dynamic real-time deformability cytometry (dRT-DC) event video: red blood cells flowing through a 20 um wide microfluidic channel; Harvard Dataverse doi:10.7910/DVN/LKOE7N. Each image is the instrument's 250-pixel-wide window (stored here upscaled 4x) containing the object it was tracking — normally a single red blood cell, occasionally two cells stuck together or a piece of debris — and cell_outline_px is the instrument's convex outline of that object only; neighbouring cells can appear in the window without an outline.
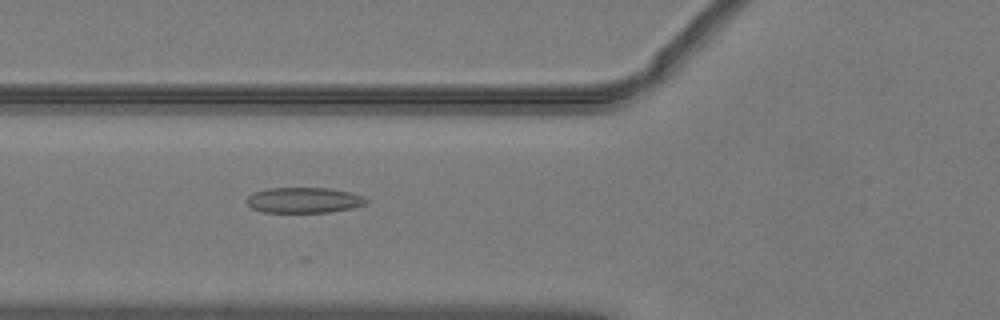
{"species": "common noctule bat (a hibernating species)", "species_latin": "Nyctalus noctula", "temperature_condition": "warm", "stored_images_in_passage": 14, "camera_frame_rate_fps": 3000, "um_per_image_px": 0.085, "animal": {"sex": "male", "body_mass_g": 19.2, "forearm_length_mm": 51.8}, "frame": {"image": 1, "passage_image": 4, "time_ms": 1.0, "image_size_px": [1000, 320], "cell_outline_px": [[368, 204], [352, 208], [328, 212], [264, 212], [252, 208], [248, 204], [248, 196], [252, 192], [268, 188], [328, 188], [348, 192], [364, 196], [368, 200]], "centroid_in_image_um": [25.85, 17.01], "position_along_channel_um": 99.9, "area_um2": 17.74}}
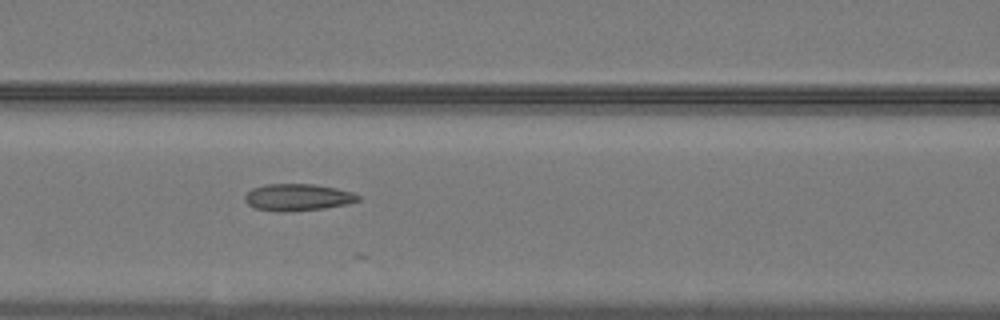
{"frame": {"image": 2, "passage_image": 7, "time_ms": 2.0, "image_size_px": [1000, 320], "cell_outline_px": [[360, 200], [348, 204], [324, 208], [284, 212], [280, 212], [256, 208], [248, 204], [244, 200], [244, 196], [252, 188], [264, 184], [312, 184], [336, 188], [352, 192], [360, 196]], "centroid_in_image_um": [25.3, 16.77], "position_along_channel_um": 141.3, "area_um2": 17.74}}
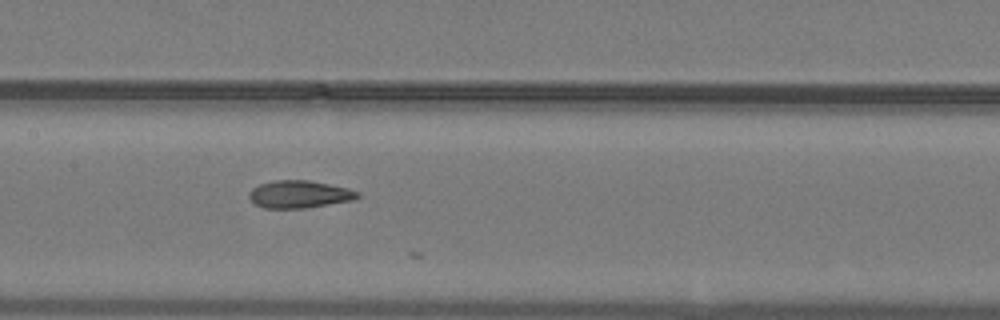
{"frame": {"image": 3, "passage_image": 10, "time_ms": 3.0, "image_size_px": [1000, 320], "cell_outline_px": [[360, 196], [352, 200], [304, 208], [264, 208], [256, 204], [248, 196], [248, 192], [252, 188], [260, 184], [272, 180], [308, 180], [348, 188], [360, 192]], "centroid_in_image_um": [25.42, 16.5], "position_along_channel_um": 182.0, "area_um2": 17.28}}